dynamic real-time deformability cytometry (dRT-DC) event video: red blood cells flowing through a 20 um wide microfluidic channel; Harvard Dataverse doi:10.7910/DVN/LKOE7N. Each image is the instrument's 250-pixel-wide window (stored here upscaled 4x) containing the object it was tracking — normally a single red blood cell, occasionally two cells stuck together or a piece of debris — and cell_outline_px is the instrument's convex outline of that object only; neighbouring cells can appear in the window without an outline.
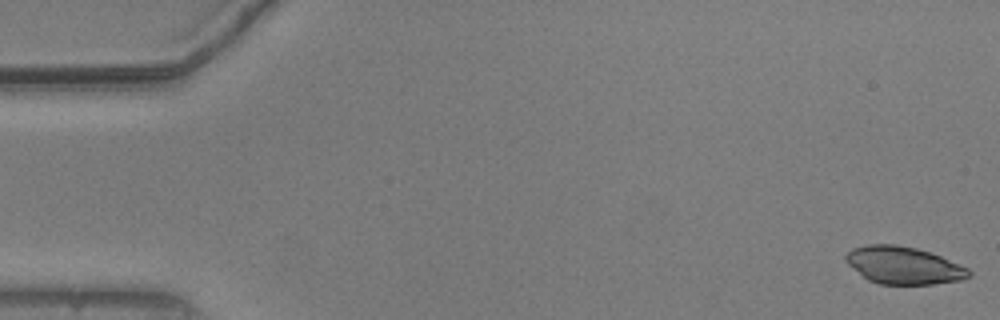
{"species": "common noctule bat (a hibernating species)", "species_latin": "Nyctalus noctula", "temperature_condition": "warm", "stored_images_in_passage": 54, "camera_frame_rate_fps": 3000, "um_per_image_px": 0.085, "animal": {"sex": "male", "body_mass_g": 20.5, "forearm_length_mm": 52.5}, "frame": {"image": 1, "passage_image": 1, "time_ms": 0.0, "image_size_px": [1000, 320], "cell_outline_px": [[972, 276], [960, 280], [932, 284], [880, 284], [868, 280], [848, 264], [844, 260], [844, 256], [852, 248], [868, 244], [896, 244], [916, 248], [940, 256], [968, 268], [972, 272]], "centroid_in_image_um": [76.79, 22.55], "position_along_channel_um": 8.2, "area_um2": 26.76}}
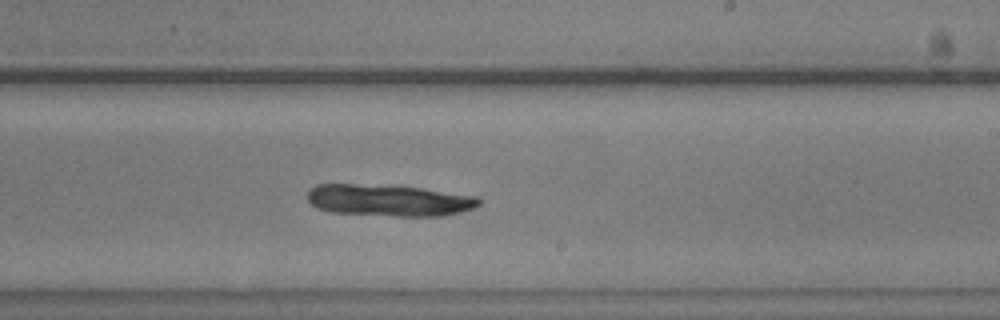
{"frame": {"image": 2, "passage_image": 32, "time_ms": 10.333, "image_size_px": [1000, 320], "cell_outline_px": [[484, 200], [476, 208], [444, 216], [396, 216], [332, 212], [316, 208], [308, 200], [308, 188], [316, 184], [352, 184], [420, 188], [480, 196]], "centroid_in_image_um": [33.11, 17.03], "position_along_channel_um": 255.9, "area_um2": 31.79}}
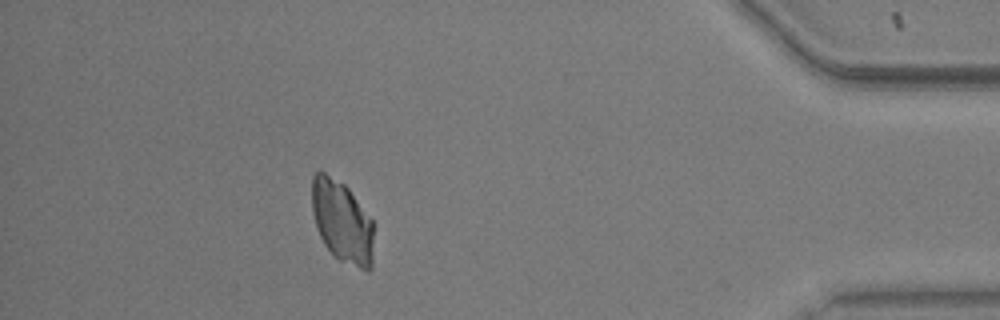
{"frame": {"image": 3, "passage_image": 48, "time_ms": 15.667, "image_size_px": [1000, 320], "cell_outline_px": [[372, 268], [368, 272], [340, 260], [324, 244], [316, 228], [312, 212], [312, 176], [320, 168], [344, 184], [348, 188], [372, 220]], "centroid_in_image_um": [29.05, 18.81], "position_along_channel_um": 406.2, "area_um2": 29.54}}